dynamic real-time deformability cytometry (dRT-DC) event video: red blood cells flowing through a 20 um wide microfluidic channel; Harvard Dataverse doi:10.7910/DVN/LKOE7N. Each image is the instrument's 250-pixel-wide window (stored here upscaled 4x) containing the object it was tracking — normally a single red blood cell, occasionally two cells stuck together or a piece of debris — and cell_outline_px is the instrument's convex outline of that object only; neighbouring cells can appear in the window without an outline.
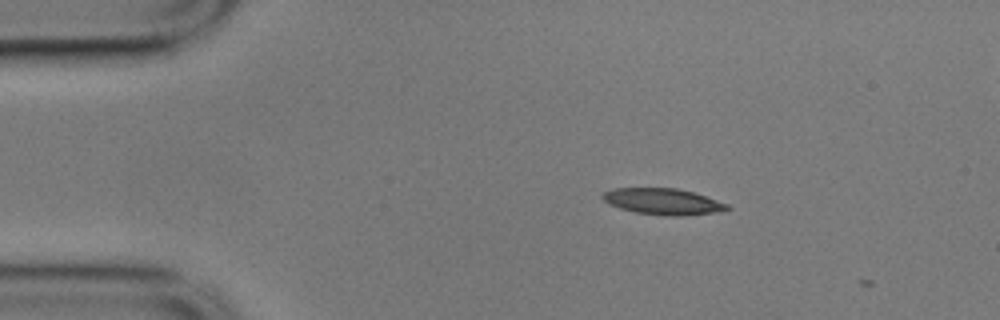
{"species": "common noctule bat (a hibernating species)", "species_latin": "Nyctalus noctula", "temperature_condition": "cold", "stored_images_in_passage": 3, "camera_frame_rate_fps": 3000, "um_per_image_px": 0.085, "animal": {"sex": "male", "body_mass_g": 17.9}, "frame": {"image": 1, "passage_image": 1, "time_ms": 0.0, "image_size_px": [1000, 320], "cell_outline_px": [[732, 208], [712, 212], [684, 216], [668, 216], [636, 212], [620, 208], [608, 204], [600, 196], [604, 192], [612, 188], [676, 188], [692, 192], [728, 204]], "centroid_in_image_um": [56.3, 17.12], "position_along_channel_um": 28.7, "area_um2": 18.84}}